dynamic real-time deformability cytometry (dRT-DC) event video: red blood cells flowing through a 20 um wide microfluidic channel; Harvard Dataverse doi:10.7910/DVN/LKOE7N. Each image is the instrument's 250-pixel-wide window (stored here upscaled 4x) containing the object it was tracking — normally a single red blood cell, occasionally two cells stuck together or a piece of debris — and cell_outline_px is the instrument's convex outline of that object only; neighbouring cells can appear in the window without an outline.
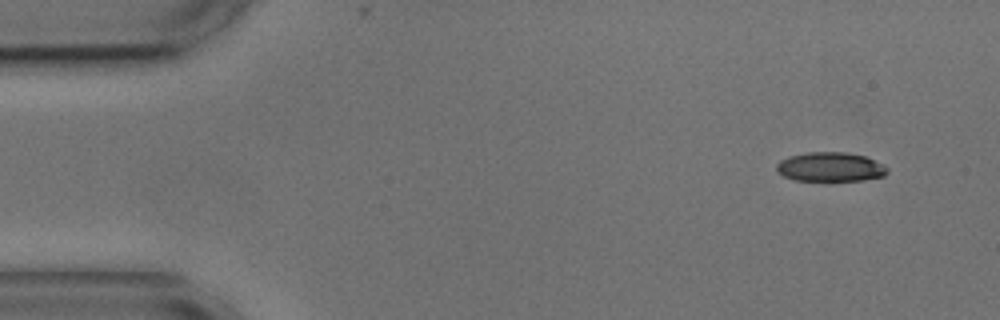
{"species": "common noctule bat (a hibernating species)", "species_latin": "Nyctalus noctula", "temperature_condition": "cold", "stored_images_in_passage": 4, "camera_frame_rate_fps": 3000, "um_per_image_px": 0.085, "animal": {"sex": "male", "body_mass_g": 17.9, "forearm_length_mm": 54.2}, "frame": {"image": 1, "passage_image": 1, "time_ms": 0.0, "image_size_px": [1000, 320], "cell_outline_px": [[888, 172], [884, 176], [860, 180], [796, 180], [784, 176], [776, 172], [776, 164], [780, 160], [788, 156], [808, 152], [848, 152], [864, 156], [884, 164], [888, 168]], "centroid_in_image_um": [70.57, 14.18], "position_along_channel_um": 14.4, "area_um2": 18.9}}
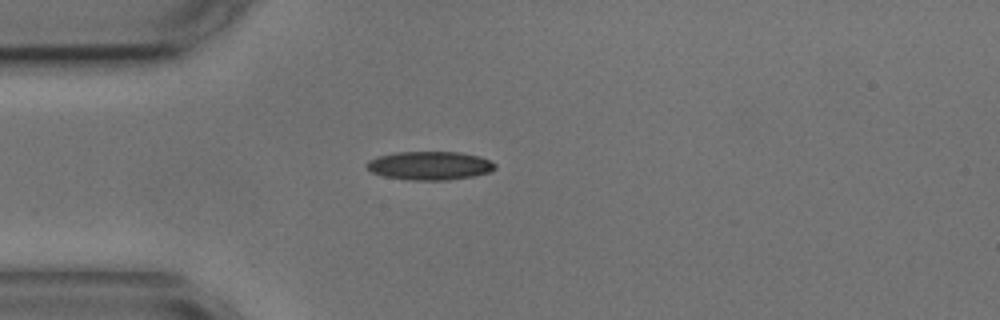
{"frame": {"image": 2, "passage_image": 4, "time_ms": 3.333, "image_size_px": [1000, 320], "cell_outline_px": [[496, 168], [488, 172], [472, 176], [448, 180], [408, 180], [384, 176], [372, 172], [364, 164], [368, 160], [376, 156], [396, 152], [460, 152], [480, 156], [496, 164]], "centroid_in_image_um": [36.49, 14.07], "position_along_channel_um": 48.5, "area_um2": 21.39}}